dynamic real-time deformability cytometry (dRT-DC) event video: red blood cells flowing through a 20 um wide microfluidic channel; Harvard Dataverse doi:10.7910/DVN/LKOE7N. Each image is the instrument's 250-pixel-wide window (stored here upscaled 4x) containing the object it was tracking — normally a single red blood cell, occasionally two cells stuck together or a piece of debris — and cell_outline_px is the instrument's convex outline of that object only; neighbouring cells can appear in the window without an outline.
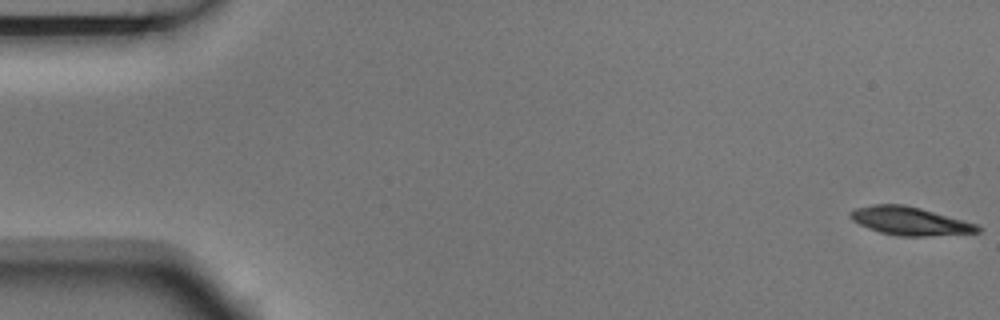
{"species": "Egyptian fruit bat (a non-hibernating species)", "species_latin": "Rousettus aegyptiacus", "temperature_condition": "room temperature", "stored_images_in_passage": 4, "camera_frame_rate_fps": 3000, "um_per_image_px": 0.085, "animal": {"sex": "male"}, "frame": {"image": 1, "passage_image": 1, "time_ms": 0.0, "image_size_px": [1000, 320], "cell_outline_px": [[980, 232], [924, 236], [900, 236], [880, 232], [868, 228], [852, 220], [848, 216], [848, 212], [856, 208], [872, 204], [900, 204], [920, 208], [976, 224], [980, 228]], "centroid_in_image_um": [77.27, 18.78], "position_along_channel_um": 7.7, "area_um2": 20.63}}
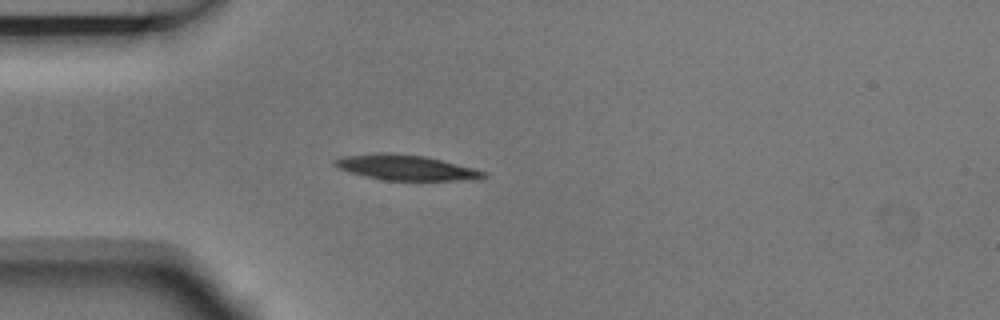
{"frame": {"image": 2, "passage_image": 4, "time_ms": 1.0, "image_size_px": [1000, 320], "cell_outline_px": [[488, 176], [480, 180], [380, 180], [352, 172], [340, 168], [332, 164], [332, 160], [344, 156], [376, 152], [388, 152], [424, 156], [476, 168], [488, 172]], "centroid_in_image_um": [34.57, 14.24], "position_along_channel_um": 50.4, "area_um2": 22.14}}